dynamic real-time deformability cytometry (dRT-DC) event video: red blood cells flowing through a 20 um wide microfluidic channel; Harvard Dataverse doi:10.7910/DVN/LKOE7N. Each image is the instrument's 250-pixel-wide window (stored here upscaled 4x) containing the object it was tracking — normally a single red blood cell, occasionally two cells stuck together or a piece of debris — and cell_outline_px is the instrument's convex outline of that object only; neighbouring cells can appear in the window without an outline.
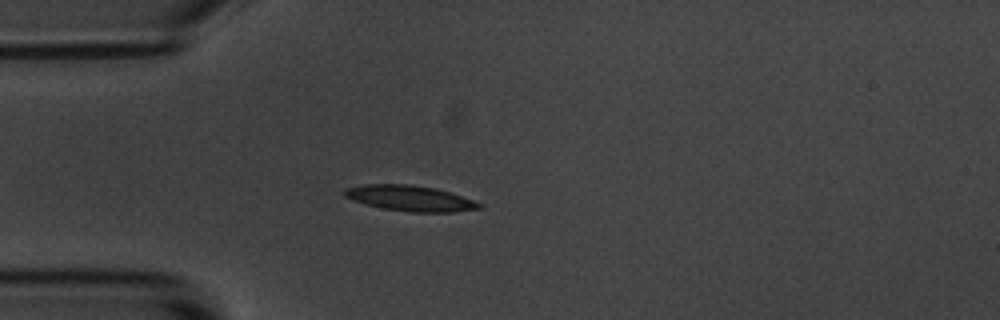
{"species": "common noctule bat (a hibernating species)", "species_latin": "Nyctalus noctula", "temperature_condition": "room temperature", "stored_images_in_passage": 2, "camera_frame_rate_fps": 3000, "um_per_image_px": 0.085, "animal": {"sex": "male", "body_mass_g": 20.1, "forearm_length_mm": 53.5}, "frame": {"image": 1, "passage_image": 1, "time_ms": 0.0, "image_size_px": [1000, 320], "cell_outline_px": [[484, 208], [452, 212], [412, 212], [380, 208], [364, 204], [352, 200], [344, 196], [344, 188], [364, 184], [408, 184], [436, 188], [484, 204]], "centroid_in_image_um": [34.83, 16.85], "position_along_channel_um": 50.2, "area_um2": 20.17}}